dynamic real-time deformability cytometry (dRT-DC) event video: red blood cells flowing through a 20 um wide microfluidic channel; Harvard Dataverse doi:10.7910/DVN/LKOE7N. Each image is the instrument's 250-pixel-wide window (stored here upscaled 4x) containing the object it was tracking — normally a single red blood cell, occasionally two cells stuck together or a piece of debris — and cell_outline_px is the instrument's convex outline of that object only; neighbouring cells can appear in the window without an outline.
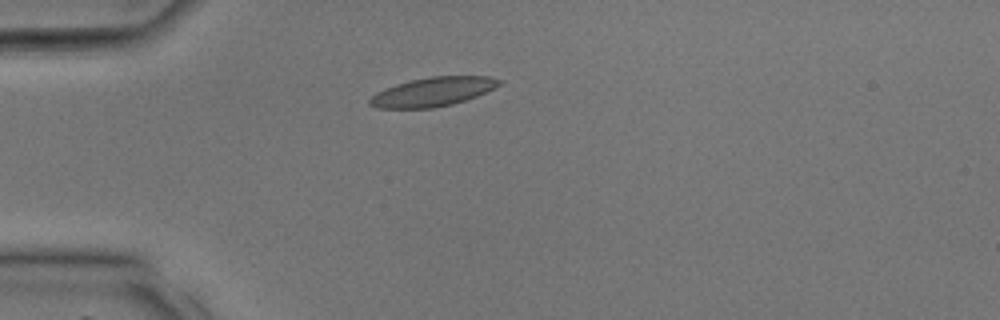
{"species": "common noctule bat (a hibernating species)", "species_latin": "Nyctalus noctula", "temperature_condition": "room temperature", "stored_images_in_passage": 28, "camera_frame_rate_fps": 3000, "um_per_image_px": 0.085, "animal": {"sex": "male", "body_mass_g": 17.9, "forearm_length_mm": 54.2}, "frame": {"image": 1, "passage_image": 1, "time_ms": 0.0, "image_size_px": [1000, 320], "cell_outline_px": [[504, 80], [500, 84], [476, 96], [452, 104], [432, 108], [376, 108], [368, 104], [368, 100], [376, 92], [396, 84], [412, 80], [432, 76], [488, 76]], "centroid_in_image_um": [36.76, 7.8], "position_along_channel_um": 48.2, "area_um2": 21.68}}
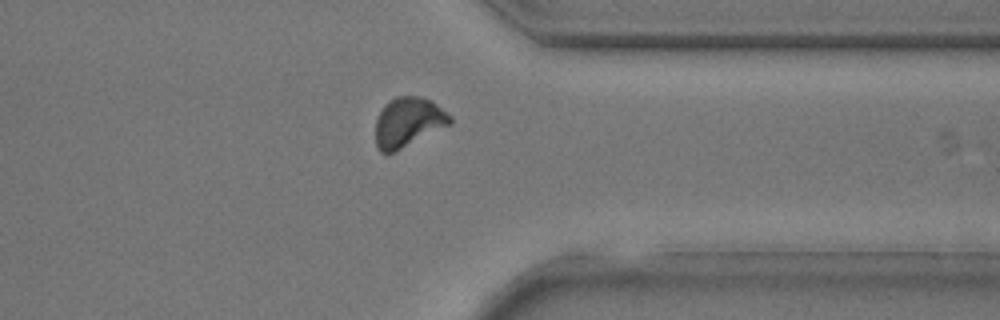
{"frame": {"image": 2, "passage_image": 20, "time_ms": 6.333, "image_size_px": [1000, 320], "cell_outline_px": [[452, 124], [392, 152], [380, 152], [376, 148], [376, 120], [384, 104], [388, 100], [396, 96], [420, 96], [432, 100], [452, 116]], "centroid_in_image_um": [34.71, 10.35], "position_along_channel_um": 376.7, "area_um2": 21.5}}
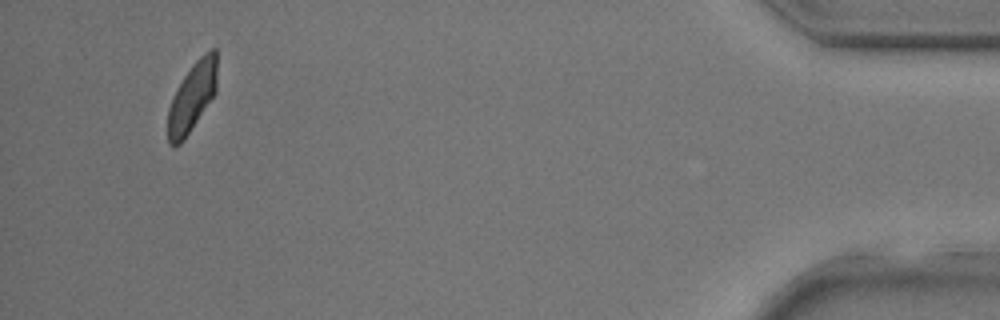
{"frame": {"image": 3, "passage_image": 26, "time_ms": 8.333, "image_size_px": [1000, 320], "cell_outline_px": [[216, 92], [184, 140], [180, 144], [168, 144], [168, 108], [172, 96], [176, 88], [192, 64], [200, 56], [212, 48], [216, 48]], "centroid_in_image_um": [16.32, 8.23], "position_along_channel_um": 418.9, "area_um2": 19.65}}